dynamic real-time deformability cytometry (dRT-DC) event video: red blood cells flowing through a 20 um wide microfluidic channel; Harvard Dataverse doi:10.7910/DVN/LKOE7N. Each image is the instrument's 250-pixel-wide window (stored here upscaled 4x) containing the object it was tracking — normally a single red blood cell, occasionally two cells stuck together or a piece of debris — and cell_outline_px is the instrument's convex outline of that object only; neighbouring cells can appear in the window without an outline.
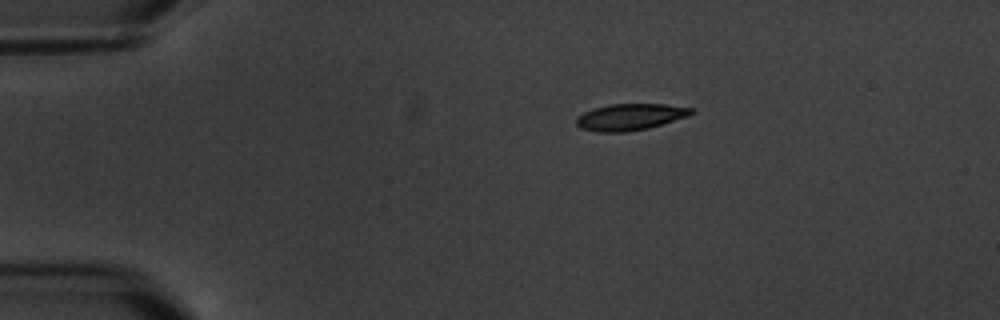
{"species": "common noctule bat (a hibernating species)", "species_latin": "Nyctalus noctula", "temperature_condition": "warm", "stored_images_in_passage": 4, "segment_of_instrument_passage": [1, 2], "camera_frame_rate_fps": 3000, "um_per_image_px": 0.085, "animal": {"sex": "male", "body_mass_g": 20.1, "forearm_length_mm": 53.5}, "frame": {"image": 1, "passage_image": 1, "time_ms": 0.0, "image_size_px": [1000, 320], "cell_outline_px": [[696, 112], [688, 116], [648, 128], [624, 132], [600, 132], [580, 128], [576, 124], [576, 116], [584, 112], [596, 108], [612, 104], [664, 104], [692, 108]], "centroid_in_image_um": [53.56, 9.94], "position_along_channel_um": 31.4, "area_um2": 17.63}}